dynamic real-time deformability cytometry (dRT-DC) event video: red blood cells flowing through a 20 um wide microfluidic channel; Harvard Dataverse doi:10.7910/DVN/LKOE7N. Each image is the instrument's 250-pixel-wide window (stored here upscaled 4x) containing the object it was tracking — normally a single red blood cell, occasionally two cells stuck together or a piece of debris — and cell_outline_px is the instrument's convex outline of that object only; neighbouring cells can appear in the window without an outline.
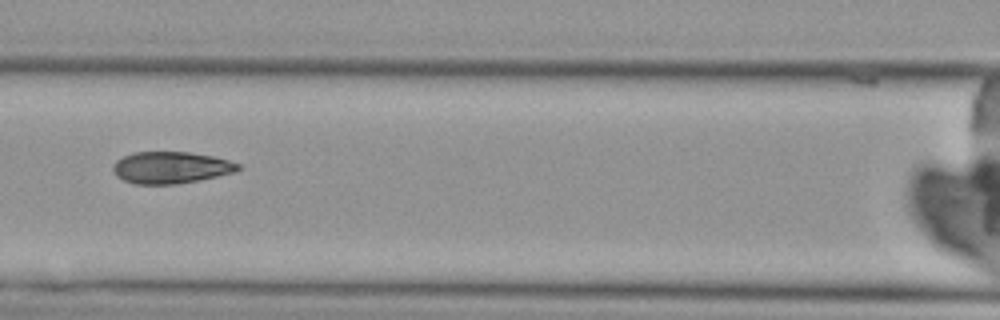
{"species": "Egyptian fruit bat (a non-hibernating species)", "species_latin": "Rousettus aegyptiacus", "temperature_condition": "cold", "stored_images_in_passage": 5, "camera_frame_rate_fps": 3000, "um_per_image_px": 0.085, "animal": {"sex": "female"}, "frame": {"image": 1, "passage_image": 3, "time_ms": 2.333, "image_size_px": [1000, 320], "cell_outline_px": [[240, 168], [236, 172], [176, 184], [132, 184], [116, 176], [112, 168], [112, 164], [116, 160], [132, 152], [188, 152], [212, 156], [228, 160], [240, 164]], "centroid_in_image_um": [14.48, 14.24], "position_along_channel_um": 152.1, "area_um2": 23.12}}
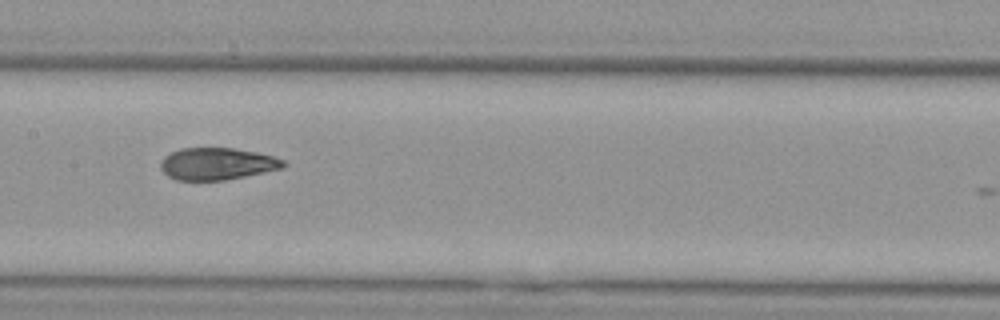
{"frame": {"image": 2, "passage_image": 4, "time_ms": 3.333, "image_size_px": [1000, 320], "cell_outline_px": [[288, 164], [284, 168], [224, 180], [176, 180], [168, 176], [160, 168], [160, 160], [164, 156], [180, 148], [232, 148], [256, 152], [272, 156], [284, 160]], "centroid_in_image_um": [18.44, 13.92], "position_along_channel_um": 189.0, "area_um2": 22.95}}
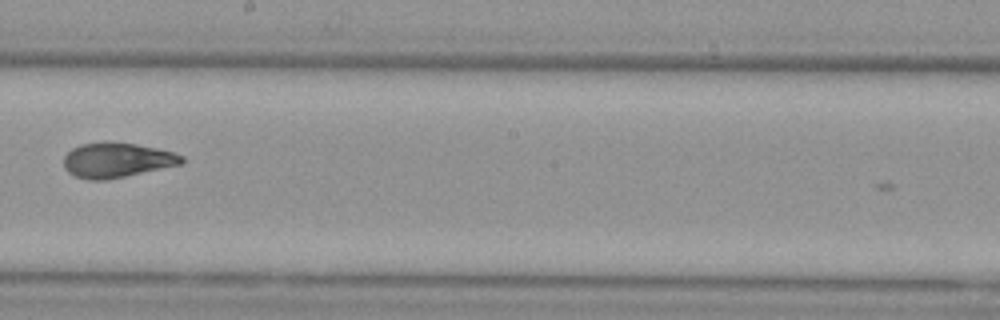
{"frame": {"image": 3, "passage_image": 5, "time_ms": 4.667, "image_size_px": [1000, 320], "cell_outline_px": [[184, 160], [180, 164], [124, 176], [104, 180], [88, 180], [76, 176], [68, 172], [64, 168], [64, 156], [72, 148], [80, 144], [104, 140], [108, 140], [136, 144], [156, 148], [172, 152], [184, 156]], "centroid_in_image_um": [9.88, 13.58], "position_along_channel_um": 238.3, "area_um2": 23.99}}